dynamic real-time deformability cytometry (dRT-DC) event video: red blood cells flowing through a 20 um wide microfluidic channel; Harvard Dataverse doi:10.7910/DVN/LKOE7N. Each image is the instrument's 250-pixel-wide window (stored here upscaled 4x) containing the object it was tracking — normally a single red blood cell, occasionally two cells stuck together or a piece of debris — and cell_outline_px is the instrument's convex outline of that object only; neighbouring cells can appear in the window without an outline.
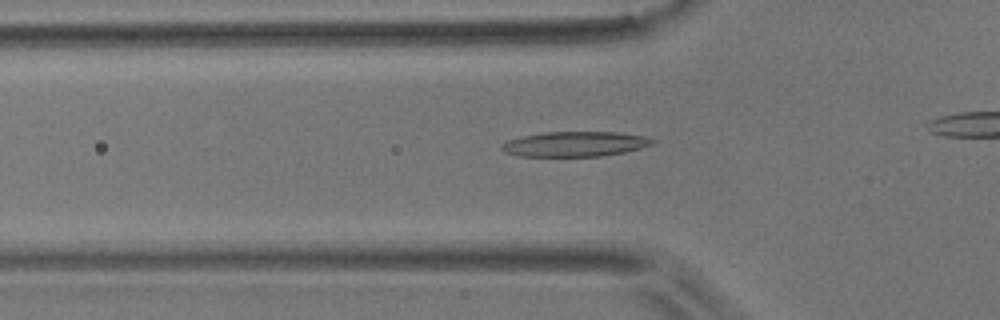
{"species": "common noctule bat (a hibernating species)", "species_latin": "Nyctalus noctula", "temperature_condition": "room temperature", "stored_images_in_passage": 25, "camera_frame_rate_fps": 3000, "um_per_image_px": 0.085, "animal": {"sex": "male", "body_mass_g": 17.9}, "frame": {"image": 1, "passage_image": 13, "time_ms": 4.0, "image_size_px": [1000, 320], "cell_outline_px": [[656, 140], [652, 144], [640, 148], [624, 152], [600, 156], [520, 156], [504, 152], [500, 148], [500, 144], [508, 140], [524, 136], [544, 132], [616, 132], [644, 136]], "centroid_in_image_um": [48.85, 12.24], "position_along_channel_um": 77.0, "area_um2": 21.85}}
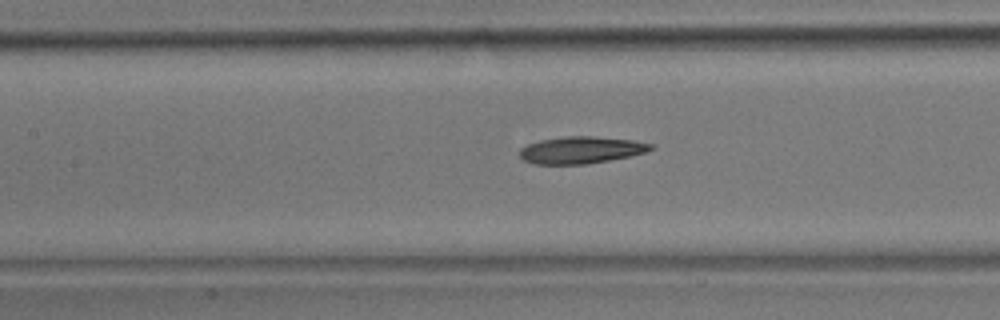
{"frame": {"image": 2, "passage_image": 19, "time_ms": 6.0, "image_size_px": [1000, 320], "cell_outline_px": [[656, 148], [644, 152], [628, 156], [608, 160], [584, 164], [536, 164], [524, 160], [520, 156], [520, 148], [528, 144], [540, 140], [564, 136], [592, 136], [632, 140], [652, 144]], "centroid_in_image_um": [49.37, 12.74], "position_along_channel_um": 158.0, "area_um2": 20.4}}
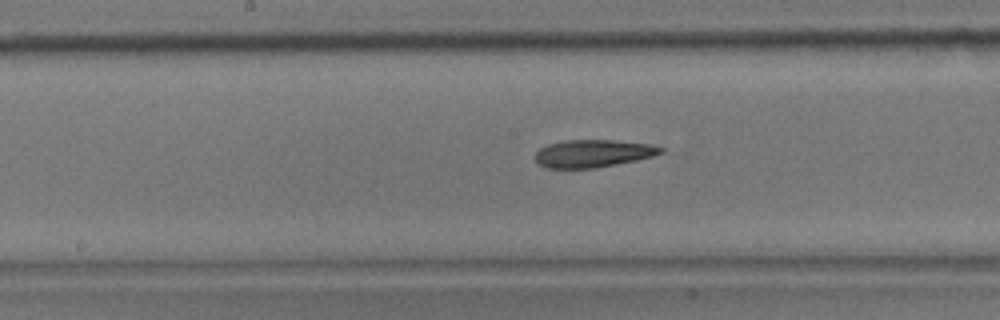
{"frame": {"image": 3, "passage_image": 22, "time_ms": 7.0, "image_size_px": [1000, 320], "cell_outline_px": [[664, 152], [652, 156], [636, 160], [596, 168], [548, 168], [536, 164], [532, 156], [540, 148], [548, 144], [568, 140], [612, 140], [652, 144], [664, 148]], "centroid_in_image_um": [50.37, 13.05], "position_along_channel_um": 197.8, "area_um2": 20.35}}